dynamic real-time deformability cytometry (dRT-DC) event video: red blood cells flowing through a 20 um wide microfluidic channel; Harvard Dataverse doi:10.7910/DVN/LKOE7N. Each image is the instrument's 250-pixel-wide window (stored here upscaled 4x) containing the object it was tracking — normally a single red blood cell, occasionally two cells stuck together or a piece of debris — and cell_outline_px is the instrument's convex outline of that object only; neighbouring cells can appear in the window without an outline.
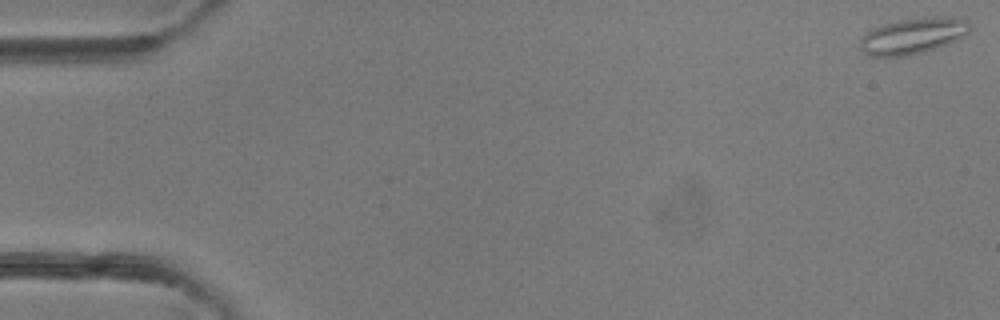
{"species": "common noctule bat (a hibernating species)", "species_latin": "Nyctalus noctula", "temperature_condition": "room temperature", "stored_images_in_passage": 4, "camera_frame_rate_fps": 3000, "um_per_image_px": 0.085, "animal": {"sex": "female"}, "frame": {"image": 1, "passage_image": 1, "time_ms": 0.0, "image_size_px": [1000, 320], "cell_outline_px": [[972, 28], [964, 36], [948, 44], [924, 52], [908, 56], [872, 56], [864, 52], [860, 48], [860, 40], [872, 28], [884, 24], [900, 20], [936, 16], [952, 16], [968, 20], [972, 24]], "centroid_in_image_um": [77.67, 3.04], "position_along_channel_um": 7.3, "area_um2": 23.18}}